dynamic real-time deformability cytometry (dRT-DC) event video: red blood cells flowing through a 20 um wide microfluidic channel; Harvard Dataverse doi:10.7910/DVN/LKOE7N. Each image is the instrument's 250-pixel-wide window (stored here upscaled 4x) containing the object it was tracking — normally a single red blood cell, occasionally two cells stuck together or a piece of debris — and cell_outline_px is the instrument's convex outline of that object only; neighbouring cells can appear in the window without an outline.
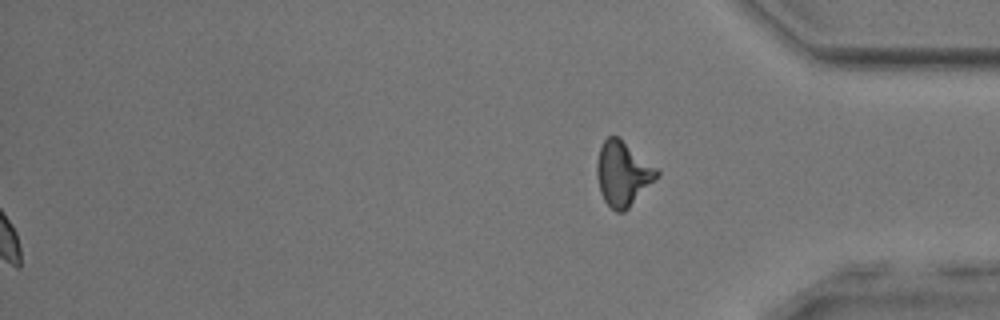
{"species": "common noctule bat (a hibernating species)", "species_latin": "Nyctalus noctula", "temperature_condition": "room temperature", "stored_images_in_passage": 49, "segment_of_instrument_passage": [2, 2], "camera_frame_rate_fps": 3000, "um_per_image_px": 0.085, "animal": {"sex": "male", "body_mass_g": 17.9, "forearm_length_mm": 54.2}, "frame": {"image": 1, "passage_image": 49, "time_ms": 16.0, "image_size_px": [1000, 320], "cell_outline_px": [[660, 176], [624, 212], [616, 212], [604, 200], [600, 192], [596, 176], [596, 164], [600, 148], [604, 140], [608, 136], [620, 136], [656, 168], [660, 172]], "centroid_in_image_um": [52.94, 14.74], "position_along_channel_um": 382.3, "area_um2": 22.66}}